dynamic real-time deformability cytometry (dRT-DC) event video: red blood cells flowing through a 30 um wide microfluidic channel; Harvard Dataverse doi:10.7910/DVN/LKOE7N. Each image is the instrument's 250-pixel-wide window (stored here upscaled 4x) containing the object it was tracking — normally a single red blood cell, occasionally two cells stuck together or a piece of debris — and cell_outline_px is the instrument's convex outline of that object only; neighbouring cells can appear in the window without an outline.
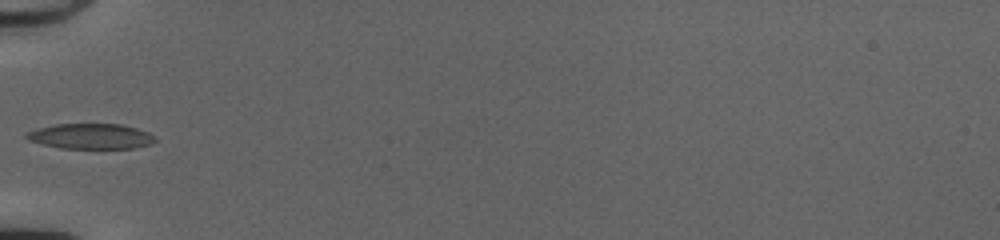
{"species": "common noctule bat (a hibernating species)", "species_latin": "Nyctalus noctula", "temperature_condition": "cold", "stored_images_in_passage": 33, "camera_frame_rate_fps": 3000, "um_per_image_px": 0.085, "animal": {"sex": "female", "body_mass_g": 20.0, "forearm_length_mm": 54.0}, "frame": {"image": 1, "passage_image": 1, "time_ms": 0.0, "image_size_px": [1000, 240], "cell_outline_px": [[156, 140], [152, 144], [136, 148], [60, 148], [28, 140], [24, 136], [28, 132], [36, 128], [52, 124], [120, 124], [136, 128], [148, 132]], "centroid_in_image_um": [7.7, 11.58], "position_along_channel_um": 77.3, "area_um2": 18.96}}
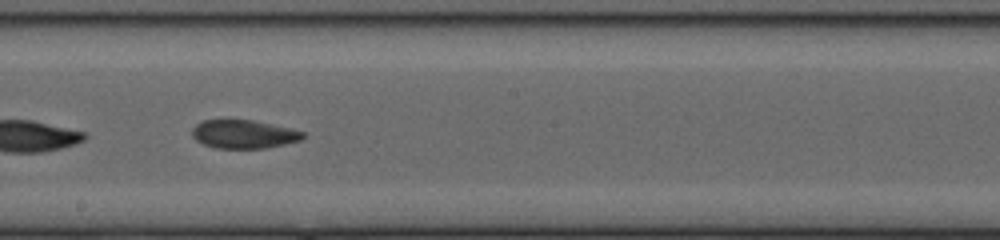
{"frame": {"image": 2, "passage_image": 12, "time_ms": 3.667, "image_size_px": [1000, 240], "cell_outline_px": [[304, 136], [300, 140], [284, 144], [264, 148], [216, 148], [204, 144], [196, 140], [192, 136], [192, 128], [196, 124], [204, 120], [228, 116], [252, 120], [288, 128], [304, 132]], "centroid_in_image_um": [20.63, 11.36], "position_along_channel_um": 227.6, "area_um2": 18.79}}
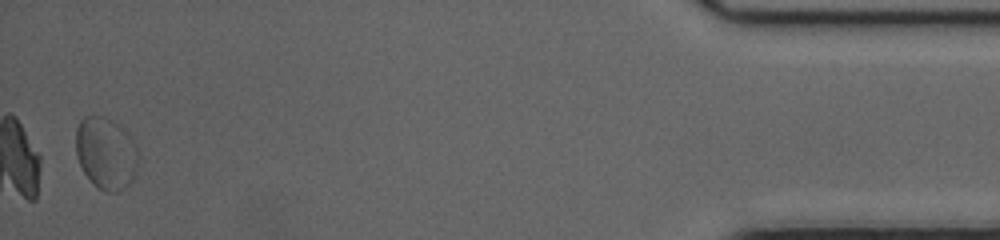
{"frame": {"image": 3, "passage_image": 32, "time_ms": 10.333, "image_size_px": [1000, 240], "cell_outline_px": [[136, 168], [132, 180], [128, 184], [112, 192], [108, 192], [92, 184], [84, 172], [76, 156], [76, 128], [80, 120], [84, 116], [104, 116], [120, 124], [136, 144]], "centroid_in_image_um": [8.97, 12.97], "position_along_channel_um": 426.2, "area_um2": 25.95}, "authors_computed_cell_mechanics": {"area_um2": 18.9006, "velocity_mm_per_s": 4.082, "shape_relaxation_time_tau1_ms": 6.2415, "shape_relaxation_time_tau2_ms": 4.8498, "deformation_change_tau1": 0.1587, "deformation_change_tau2": 0.1354}}